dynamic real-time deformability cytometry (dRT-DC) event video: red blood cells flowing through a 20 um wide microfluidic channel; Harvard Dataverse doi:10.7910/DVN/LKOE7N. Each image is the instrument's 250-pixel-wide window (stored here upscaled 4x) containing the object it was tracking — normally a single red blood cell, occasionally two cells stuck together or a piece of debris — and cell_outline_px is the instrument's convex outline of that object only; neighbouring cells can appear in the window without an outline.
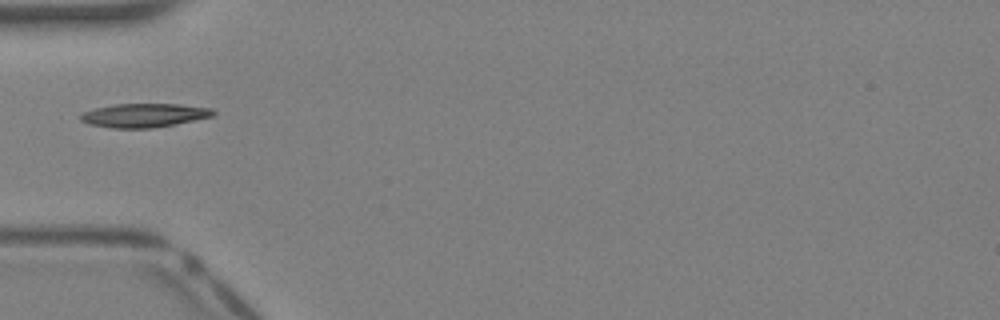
{"species": "Egyptian fruit bat (a non-hibernating species)", "species_latin": "Rousettus aegyptiacus", "temperature_condition": "warm", "stored_images_in_passage": 27, "camera_frame_rate_fps": 3000, "um_per_image_px": 0.085, "animal": {"sex": "female"}, "frame": {"image": 1, "passage_image": 1, "time_ms": 0.0, "image_size_px": [1000, 320], "cell_outline_px": [[216, 112], [212, 116], [176, 124], [152, 128], [112, 128], [88, 124], [80, 120], [80, 116], [84, 112], [96, 108], [116, 104], [180, 104], [212, 108]], "centroid_in_image_um": [12.26, 9.8], "position_along_channel_um": 72.7, "area_um2": 18.32}}
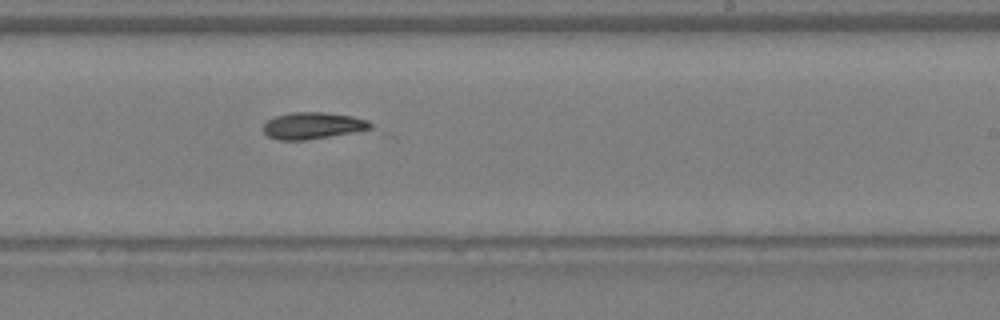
{"frame": {"image": 2, "passage_image": 12, "time_ms": 3.667, "image_size_px": [1000, 320], "cell_outline_px": [[372, 128], [352, 132], [304, 140], [280, 140], [268, 136], [264, 132], [264, 124], [268, 120], [276, 116], [292, 112], [324, 112], [352, 116], [368, 120], [372, 124]], "centroid_in_image_um": [26.58, 10.67], "position_along_channel_um": 262.4, "area_um2": 16.42}}
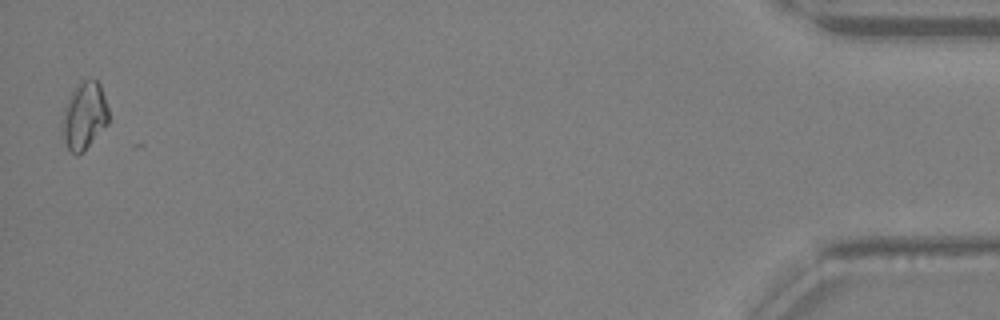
{"frame": {"image": 3, "passage_image": 27, "time_ms": 8.667, "image_size_px": [1000, 320], "cell_outline_px": [[108, 124], [76, 156], [68, 148], [60, 136], [60, 124], [64, 108], [68, 96], [76, 84], [80, 80], [96, 80], [100, 84], [108, 108]], "centroid_in_image_um": [7.11, 9.81], "position_along_channel_um": 428.1, "area_um2": 18.32}}